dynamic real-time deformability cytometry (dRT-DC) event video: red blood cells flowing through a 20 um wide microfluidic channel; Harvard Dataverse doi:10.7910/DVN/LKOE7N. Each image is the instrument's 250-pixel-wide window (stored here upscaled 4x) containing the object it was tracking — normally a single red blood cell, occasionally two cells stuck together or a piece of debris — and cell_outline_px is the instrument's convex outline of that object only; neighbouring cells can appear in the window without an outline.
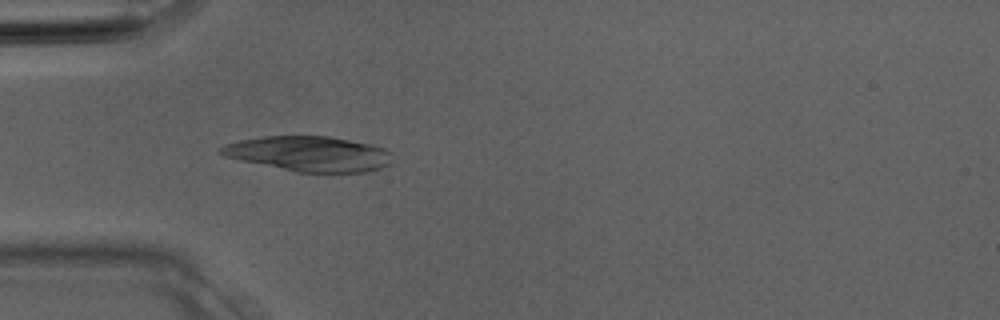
{"species": "Egyptian fruit bat (a non-hibernating species)", "species_latin": "Rousettus aegyptiacus", "temperature_condition": "room temperature", "stored_images_in_passage": 3, "camera_frame_rate_fps": 3000, "um_per_image_px": 0.085, "animal": {"sex": "male"}, "frame": {"image": 1, "passage_image": 3, "time_ms": 0.667, "image_size_px": [1000, 320], "cell_outline_px": [[392, 164], [368, 172], [296, 172], [240, 160], [224, 156], [216, 152], [216, 148], [240, 140], [264, 136], [328, 136], [372, 144], [384, 148], [392, 152]], "centroid_in_image_um": [26.29, 13.07], "position_along_channel_um": 58.7, "area_um2": 35.32}}